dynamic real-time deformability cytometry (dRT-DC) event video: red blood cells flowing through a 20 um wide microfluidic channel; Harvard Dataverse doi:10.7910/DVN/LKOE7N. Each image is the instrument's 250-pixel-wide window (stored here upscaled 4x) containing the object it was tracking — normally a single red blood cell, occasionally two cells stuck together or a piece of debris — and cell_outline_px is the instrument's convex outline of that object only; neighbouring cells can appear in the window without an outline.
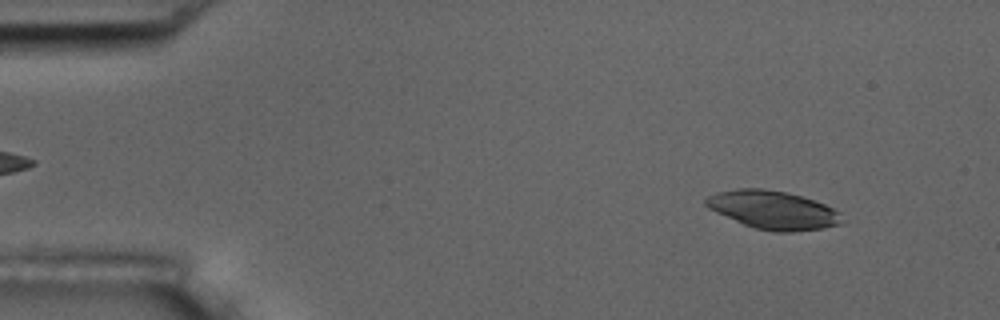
{"species": "common noctule bat (a hibernating species)", "species_latin": "Nyctalus noctula", "temperature_condition": "room temperature", "stored_images_in_passage": 4, "camera_frame_rate_fps": 3000, "um_per_image_px": 0.085, "animal": {"sex": "male", "body_mass_g": 17.5, "forearm_length_mm": 52.3}, "frame": {"image": 1, "passage_image": 1, "time_ms": 0.0, "image_size_px": [1000, 320], "cell_outline_px": [[840, 224], [824, 228], [792, 232], [776, 232], [756, 228], [744, 224], [716, 212], [708, 208], [704, 204], [704, 200], [708, 196], [716, 192], [736, 188], [764, 188], [784, 192], [800, 196], [824, 204], [840, 212]], "centroid_in_image_um": [65.67, 17.84], "position_along_channel_um": 19.3, "area_um2": 30.11}}
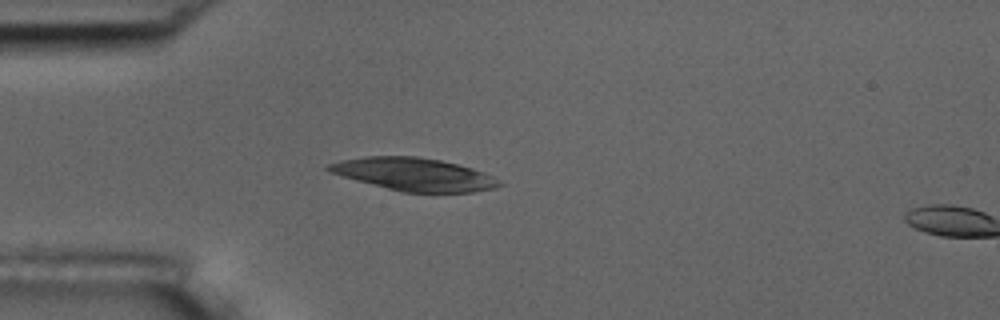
{"frame": {"image": 2, "passage_image": 3, "time_ms": 3.0, "image_size_px": [1000, 320], "cell_outline_px": [[504, 184], [496, 188], [472, 192], [404, 192], [356, 180], [328, 172], [324, 168], [328, 164], [340, 160], [364, 156], [416, 156], [440, 160], [472, 168], [484, 172], [492, 176]], "centroid_in_image_um": [35.18, 14.81], "position_along_channel_um": 49.8, "area_um2": 32.48}}